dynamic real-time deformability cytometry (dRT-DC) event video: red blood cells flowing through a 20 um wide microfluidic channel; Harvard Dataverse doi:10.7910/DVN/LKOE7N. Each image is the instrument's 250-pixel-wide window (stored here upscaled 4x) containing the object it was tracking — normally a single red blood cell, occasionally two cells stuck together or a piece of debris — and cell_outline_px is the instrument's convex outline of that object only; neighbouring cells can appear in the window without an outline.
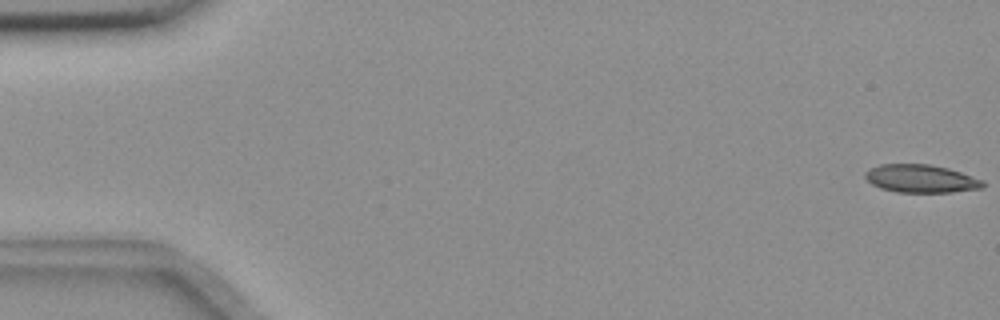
{"species": "common noctule bat (a hibernating species)", "species_latin": "Nyctalus noctula", "temperature_condition": "room temperature", "stored_images_in_passage": 56, "camera_frame_rate_fps": 3000, "um_per_image_px": 0.085, "animal": {"sex": "female", "body_mass_g": 18.4}, "frame": {"image": 1, "passage_image": 1, "time_ms": 0.0, "image_size_px": [1000, 320], "cell_outline_px": [[984, 188], [952, 192], [896, 192], [880, 188], [872, 184], [864, 176], [864, 172], [868, 168], [880, 164], [928, 164], [948, 168], [984, 180]], "centroid_in_image_um": [78.27, 15.18], "position_along_channel_um": 6.7, "area_um2": 19.31}}
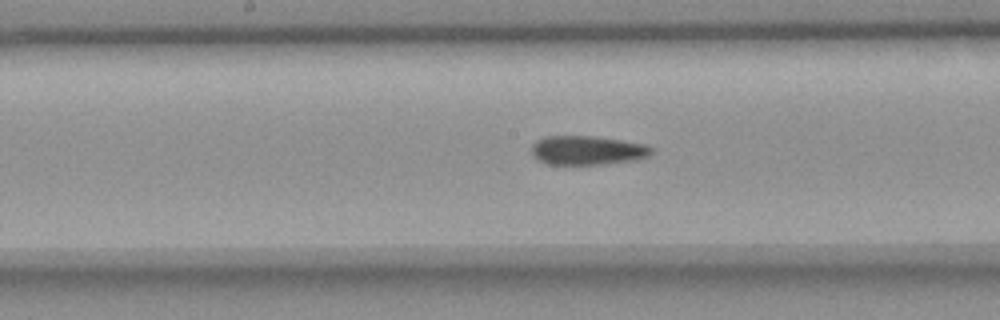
{"frame": {"image": 2, "passage_image": 29, "time_ms": 9.333, "image_size_px": [1000, 320], "cell_outline_px": [[656, 148], [648, 156], [636, 160], [600, 164], [548, 164], [532, 156], [532, 144], [536, 140], [544, 136], [592, 136], [648, 144]], "centroid_in_image_um": [49.95, 12.77], "position_along_channel_um": 198.2, "area_um2": 20.4}}
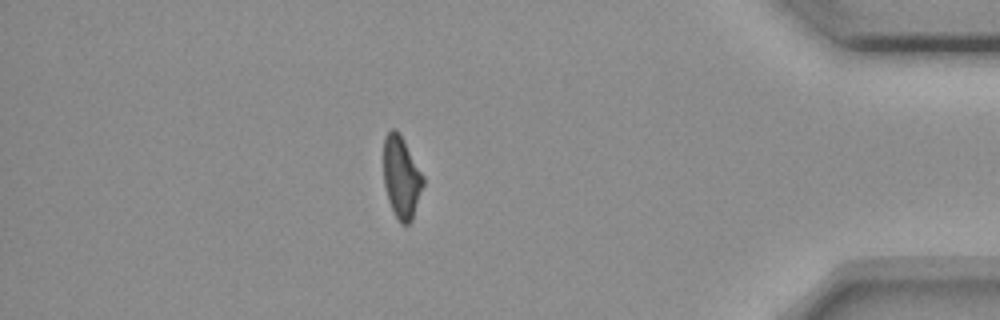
{"frame": {"image": 3, "passage_image": 49, "time_ms": 16.0, "image_size_px": [1000, 320], "cell_outline_px": [[424, 184], [412, 220], [408, 224], [400, 224], [388, 200], [384, 184], [384, 136], [392, 128], [400, 132], [424, 176]], "centroid_in_image_um": [34.13, 15.05], "position_along_channel_um": 401.1, "area_um2": 18.96}, "authors_computed_cell_mechanics": {"area_um2": 20.3456, "velocity_mm_per_s": 3.6495, "shape_relaxation_time_tau1_ms": null, "shape_relaxation_time_tau2_ms": 4.4606, "deformation_change_tau1": null, "deformation_change_tau2": 0.1104}}